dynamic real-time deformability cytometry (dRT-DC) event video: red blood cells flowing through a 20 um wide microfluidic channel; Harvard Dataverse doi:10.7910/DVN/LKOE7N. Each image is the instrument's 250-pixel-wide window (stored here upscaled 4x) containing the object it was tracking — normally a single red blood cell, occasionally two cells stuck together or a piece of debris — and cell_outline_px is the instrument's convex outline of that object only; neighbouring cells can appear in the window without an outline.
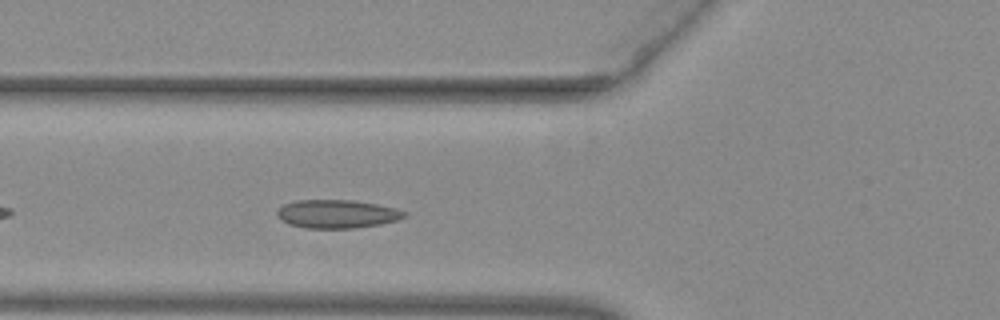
{"species": "common noctule bat (a hibernating species)", "species_latin": "Nyctalus noctula", "temperature_condition": "warm", "stored_images_in_passage": 38, "camera_frame_rate_fps": 3000, "um_per_image_px": 0.085, "animal": {"sex": "female", "body_mass_g": 29.2, "forearm_length_mm": 56.3}, "frame": {"image": 1, "passage_image": 6, "time_ms": 1.667, "image_size_px": [1000, 320], "cell_outline_px": [[408, 216], [396, 220], [380, 224], [352, 228], [304, 228], [288, 224], [280, 220], [276, 216], [276, 212], [284, 204], [296, 200], [352, 200], [376, 204], [396, 208], [408, 212]], "centroid_in_image_um": [28.63, 18.18], "position_along_channel_um": 97.2, "area_um2": 21.15}}
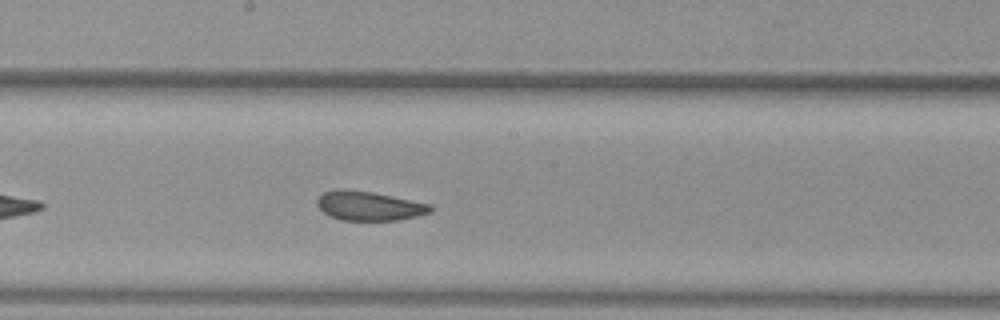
{"frame": {"image": 2, "passage_image": 15, "time_ms": 4.667, "image_size_px": [1000, 320], "cell_outline_px": [[432, 212], [416, 216], [396, 220], [340, 220], [328, 216], [316, 204], [316, 200], [324, 192], [336, 188], [340, 188], [372, 192], [432, 204]], "centroid_in_image_um": [31.35, 17.49], "position_along_channel_um": 216.9, "area_um2": 19.36}}
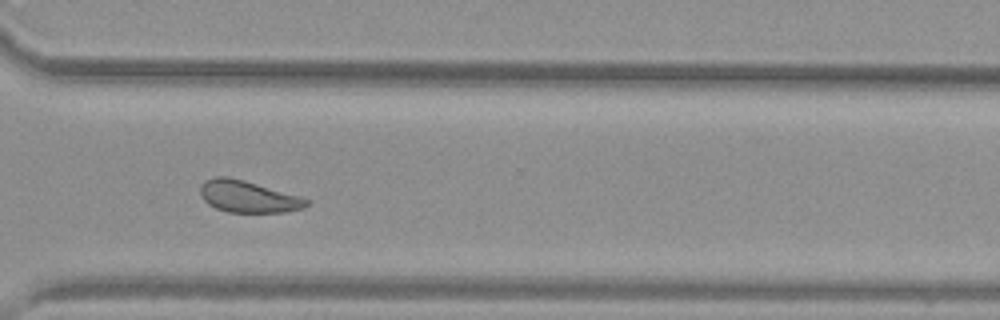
{"frame": {"image": 3, "passage_image": 25, "time_ms": 8.0, "image_size_px": [1000, 320], "cell_outline_px": [[312, 200], [304, 208], [284, 212], [228, 212], [216, 208], [208, 204], [200, 196], [200, 184], [204, 180], [212, 176], [228, 176], [244, 180], [300, 196]], "centroid_in_image_um": [21.06, 16.7], "position_along_channel_um": 349.5, "area_um2": 19.88}, "authors_computed_cell_mechanics": {"area_um2": 20.6346, "velocity_mm_per_s": 3.9895, "shape_relaxation_time_tau1_ms": 4.9737, "shape_relaxation_time_tau2_ms": 3.6366, "deformation_change_tau1": 0.0989, "deformation_change_tau2": 0.071}}